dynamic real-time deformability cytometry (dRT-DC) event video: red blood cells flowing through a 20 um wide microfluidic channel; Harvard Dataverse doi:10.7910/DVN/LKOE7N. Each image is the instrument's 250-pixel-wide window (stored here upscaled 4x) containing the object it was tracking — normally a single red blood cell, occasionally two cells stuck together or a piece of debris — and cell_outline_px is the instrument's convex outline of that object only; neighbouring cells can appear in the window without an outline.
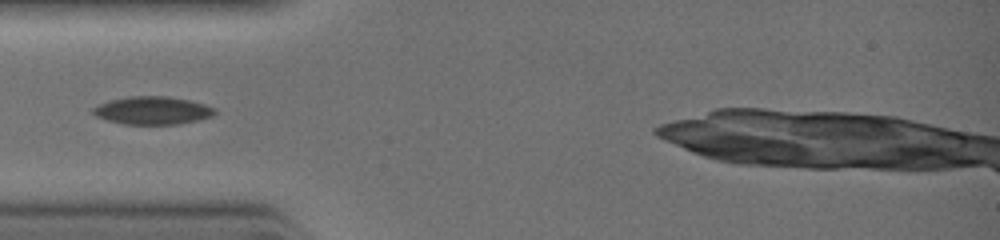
{"species": "common noctule bat (a hibernating species)", "species_latin": "Nyctalus noctula", "temperature_condition": "warm", "stored_images_in_passage": 19, "camera_frame_rate_fps": 3000, "um_per_image_px": 0.085, "animal": {"sex": "female", "body_mass_g": 19.0, "forearm_length_mm": 51.5}, "frame": {"image": 1, "passage_image": 4, "time_ms": 1.0, "image_size_px": [1000, 240], "cell_outline_px": [[216, 112], [212, 116], [180, 124], [124, 124], [108, 120], [96, 116], [92, 112], [92, 108], [108, 100], [128, 96], [168, 96], [188, 100], [204, 104], [216, 108]], "centroid_in_image_um": [12.96, 9.38], "position_along_channel_um": 72.0, "area_um2": 19.77}}
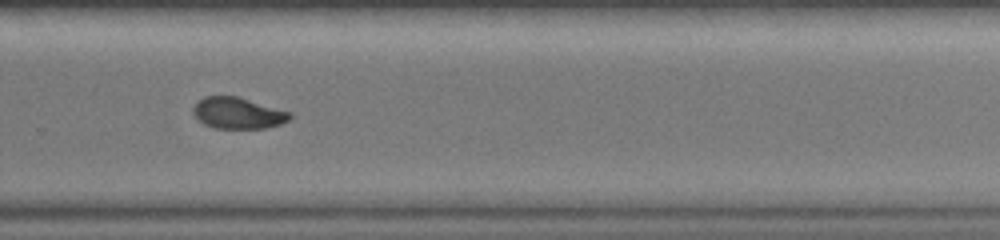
{"frame": {"image": 2, "passage_image": 16, "time_ms": 5.0, "image_size_px": [1000, 240], "cell_outline_px": [[292, 116], [288, 120], [280, 124], [264, 128], [216, 128], [204, 124], [192, 112], [192, 108], [204, 96], [236, 96], [292, 112]], "centroid_in_image_um": [20.24, 9.61], "position_along_channel_um": 309.6, "area_um2": 17.46}}